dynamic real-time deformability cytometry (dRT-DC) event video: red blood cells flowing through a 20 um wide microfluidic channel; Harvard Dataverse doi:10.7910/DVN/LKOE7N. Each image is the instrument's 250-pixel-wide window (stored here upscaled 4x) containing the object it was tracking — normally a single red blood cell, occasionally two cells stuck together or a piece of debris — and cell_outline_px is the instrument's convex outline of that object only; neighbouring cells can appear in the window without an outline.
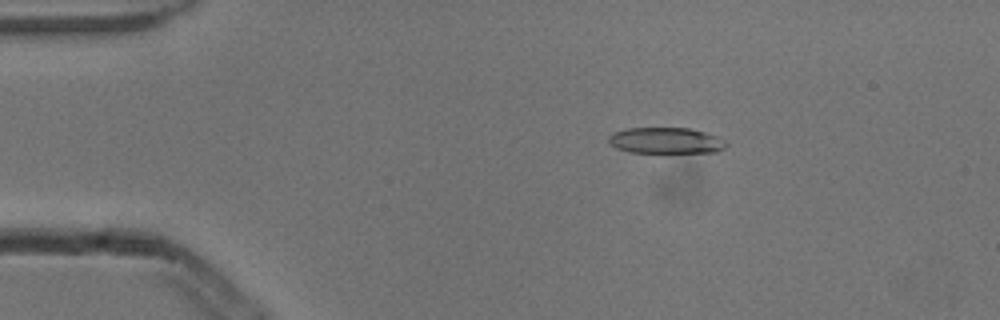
{"species": "common noctule bat (a hibernating species)", "species_latin": "Nyctalus noctula", "temperature_condition": "cold", "stored_images_in_passage": 3, "camera_frame_rate_fps": 3000, "um_per_image_px": 0.085, "animal": {"sex": "male", "body_mass_g": 13.3}, "frame": {"image": 1, "passage_image": 2, "time_ms": 0.333, "image_size_px": [1000, 320], "cell_outline_px": [[728, 144], [724, 148], [716, 152], [628, 152], [616, 148], [608, 140], [608, 136], [616, 132], [628, 128], [688, 128], [704, 132], [728, 140]], "centroid_in_image_um": [56.63, 11.95], "position_along_channel_um": 28.4, "area_um2": 17.74}}